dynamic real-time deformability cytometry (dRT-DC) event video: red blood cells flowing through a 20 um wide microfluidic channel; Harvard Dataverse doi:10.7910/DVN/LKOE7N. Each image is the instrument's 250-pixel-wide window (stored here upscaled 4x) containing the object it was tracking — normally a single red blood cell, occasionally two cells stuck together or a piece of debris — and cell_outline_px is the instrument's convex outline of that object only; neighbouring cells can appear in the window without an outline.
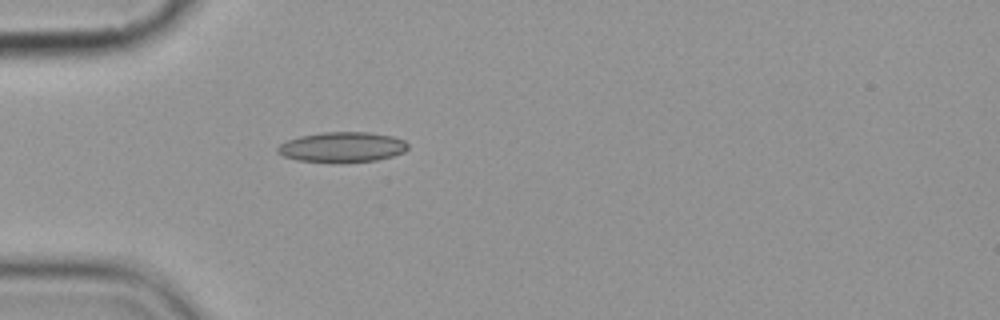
{"species": "common noctule bat (a hibernating species)", "species_latin": "Nyctalus noctula", "temperature_condition": "cold", "stored_images_in_passage": 1, "camera_frame_rate_fps": 3000, "um_per_image_px": 0.085, "animal": {"sex": "female", "body_mass_g": 19.9}, "frame": {"image": 1, "passage_image": 1, "time_ms": 0.0, "image_size_px": [1000, 320], "cell_outline_px": [[408, 148], [404, 152], [392, 156], [376, 160], [340, 164], [332, 164], [296, 160], [284, 156], [276, 152], [276, 148], [280, 144], [288, 140], [300, 136], [324, 132], [368, 132], [392, 136], [404, 140], [408, 144]], "centroid_in_image_um": [29.07, 12.53], "position_along_channel_um": 55.9, "area_um2": 23.41}}